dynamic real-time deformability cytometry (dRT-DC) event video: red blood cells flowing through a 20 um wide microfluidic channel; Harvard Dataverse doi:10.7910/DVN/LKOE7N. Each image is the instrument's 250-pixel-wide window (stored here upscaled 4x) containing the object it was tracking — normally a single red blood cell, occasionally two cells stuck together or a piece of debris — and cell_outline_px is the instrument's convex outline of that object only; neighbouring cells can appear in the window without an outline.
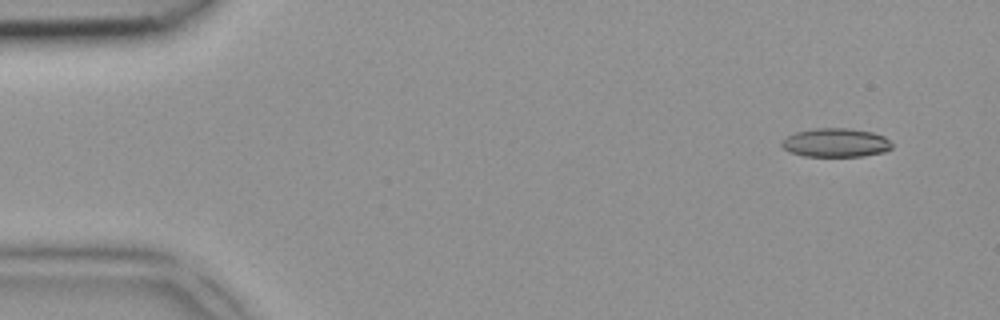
{"species": "common noctule bat (a hibernating species)", "species_latin": "Nyctalus noctula", "temperature_condition": "room temperature", "stored_images_in_passage": 3, "camera_frame_rate_fps": 3000, "um_per_image_px": 0.085, "animal": {"sex": "female", "body_mass_g": 18.4}, "frame": {"image": 1, "passage_image": 1, "time_ms": 0.0, "image_size_px": [1000, 320], "cell_outline_px": [[892, 148], [884, 152], [864, 156], [804, 156], [792, 152], [784, 148], [780, 144], [788, 136], [796, 132], [812, 128], [852, 128], [872, 132], [884, 136], [892, 144]], "centroid_in_image_um": [71.07, 12.12], "position_along_channel_um": 13.9, "area_um2": 18.44}}